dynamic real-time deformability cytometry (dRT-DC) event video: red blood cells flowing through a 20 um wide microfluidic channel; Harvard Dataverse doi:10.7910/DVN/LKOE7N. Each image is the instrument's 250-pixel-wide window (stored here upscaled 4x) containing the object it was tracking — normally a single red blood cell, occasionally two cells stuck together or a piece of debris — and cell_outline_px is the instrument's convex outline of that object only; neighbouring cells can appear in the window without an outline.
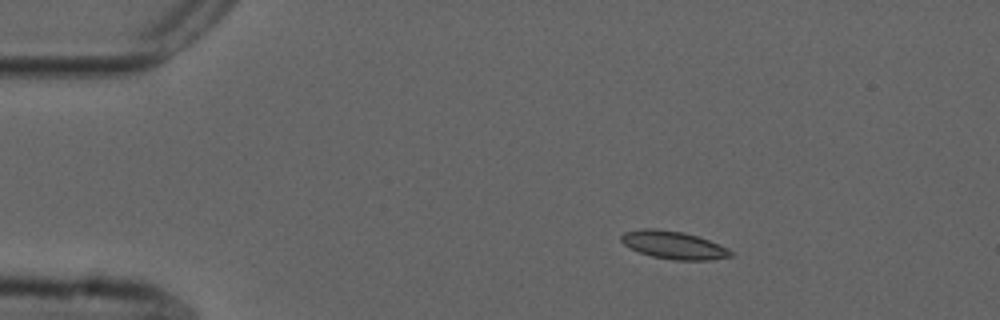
{"species": "common noctule bat (a hibernating species)", "species_latin": "Nyctalus noctula", "temperature_condition": "cold", "stored_images_in_passage": 47, "camera_frame_rate_fps": 3000, "um_per_image_px": 0.085, "animal": {"sex": "male", "forearm_length_mm": 52.5}, "frame": {"image": 1, "passage_image": 1, "time_ms": 0.0, "image_size_px": [1000, 320], "cell_outline_px": [[732, 256], [712, 260], [672, 260], [652, 256], [640, 252], [624, 244], [620, 240], [620, 236], [624, 232], [640, 228], [656, 228], [684, 232], [708, 240], [728, 248], [732, 252]], "centroid_in_image_um": [57.24, 20.82], "position_along_channel_um": 27.8, "area_um2": 17.74}}
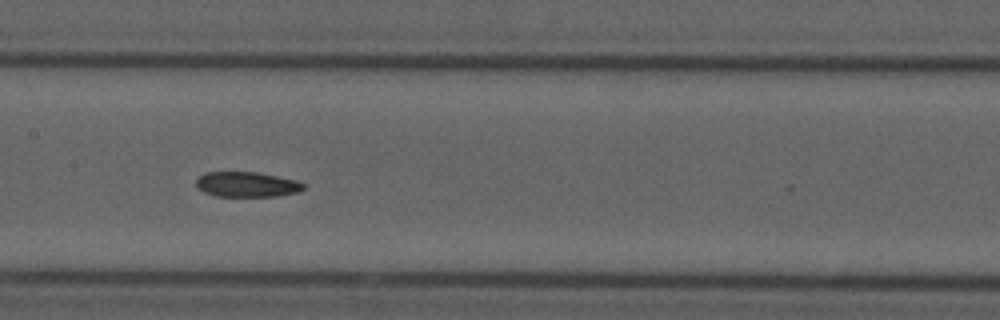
{"frame": {"image": 2, "passage_image": 19, "time_ms": 6.0, "image_size_px": [1000, 320], "cell_outline_px": [[304, 188], [300, 192], [276, 196], [216, 196], [204, 192], [196, 188], [196, 180], [204, 172], [256, 172], [296, 180], [304, 184]], "centroid_in_image_um": [20.96, 15.68], "position_along_channel_um": 186.4, "area_um2": 15.72}}
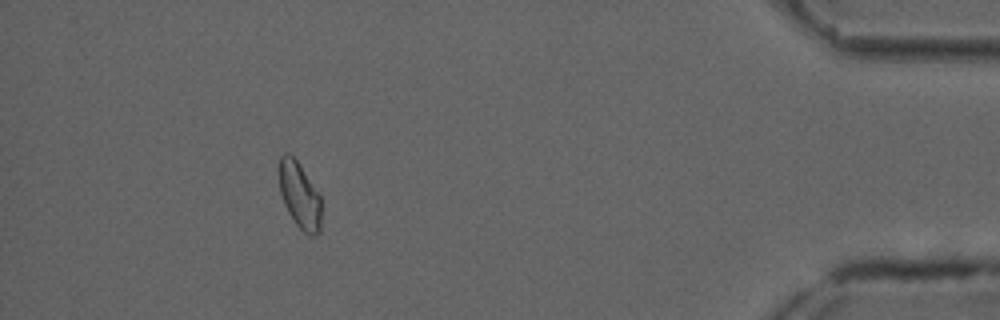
{"frame": {"image": 3, "passage_image": 42, "time_ms": 13.667, "image_size_px": [1000, 320], "cell_outline_px": [[320, 232], [316, 236], [312, 236], [304, 232], [296, 224], [288, 212], [284, 204], [280, 192], [276, 168], [280, 156], [284, 152], [288, 152], [296, 160], [320, 196]], "centroid_in_image_um": [25.4, 16.57], "position_along_channel_um": 409.8, "area_um2": 16.42}, "authors_computed_cell_mechanics": {"area_um2": 16.5886, "velocity_mm_per_s": 3.6752, "shape_relaxation_time_tau1_ms": null, "shape_relaxation_time_tau2_ms": 7.4209, "deformation_change_tau1": null, "deformation_change_tau2": 0.1136}}